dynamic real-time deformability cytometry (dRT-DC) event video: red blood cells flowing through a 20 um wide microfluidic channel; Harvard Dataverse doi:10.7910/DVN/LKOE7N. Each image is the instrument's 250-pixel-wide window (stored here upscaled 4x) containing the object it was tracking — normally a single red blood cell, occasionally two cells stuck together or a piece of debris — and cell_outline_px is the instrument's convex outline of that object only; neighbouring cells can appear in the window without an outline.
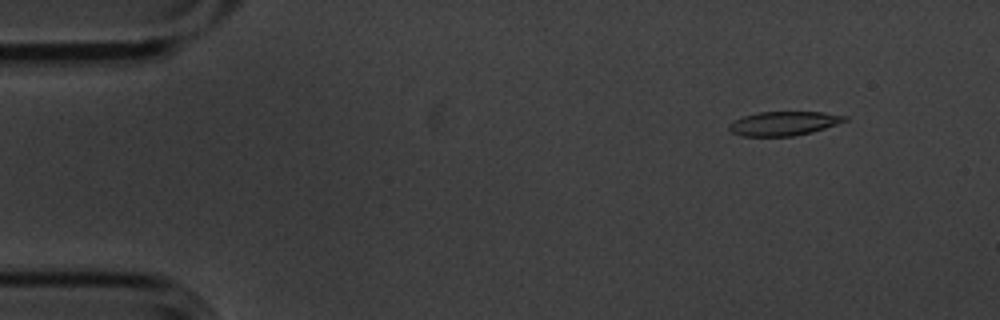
{"species": "common noctule bat (a hibernating species)", "species_latin": "Nyctalus noctula", "temperature_condition": "cold", "stored_images_in_passage": 6, "camera_frame_rate_fps": 3000, "um_per_image_px": 0.085, "animal": {"sex": "male", "body_mass_g": 20.1, "forearm_length_mm": 53.5}, "frame": {"image": 1, "passage_image": 2, "time_ms": 0.333, "image_size_px": [1000, 320], "cell_outline_px": [[848, 120], [824, 128], [792, 136], [744, 136], [732, 132], [728, 128], [728, 124], [744, 116], [760, 112], [824, 112], [848, 116]], "centroid_in_image_um": [66.62, 10.48], "position_along_channel_um": 18.4, "area_um2": 15.95}}
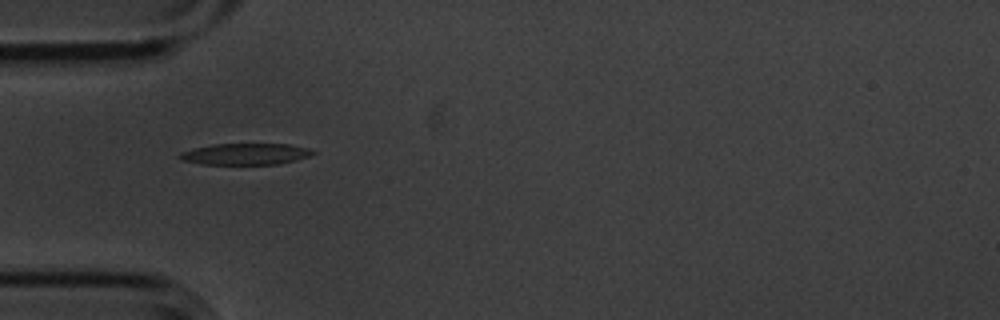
{"frame": {"image": 2, "passage_image": 5, "time_ms": 1.333, "image_size_px": [1000, 320], "cell_outline_px": [[316, 152], [308, 156], [280, 164], [200, 164], [180, 160], [176, 156], [180, 152], [192, 148], [212, 144], [288, 144], [308, 148]], "centroid_in_image_um": [20.78, 13.09], "position_along_channel_um": 64.2, "area_um2": 16.65}}
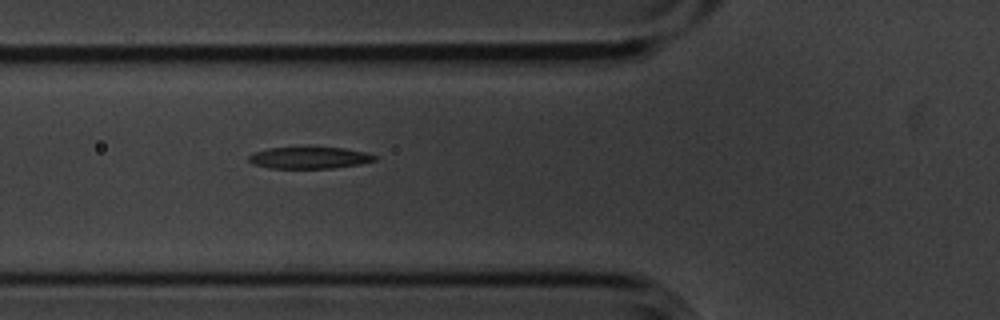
{"frame": {"image": 3, "passage_image": 6, "time_ms": 1.667, "image_size_px": [1000, 320], "cell_outline_px": [[376, 160], [360, 164], [332, 168], [268, 168], [252, 164], [248, 160], [248, 156], [252, 152], [268, 148], [304, 144], [344, 148], [368, 152], [376, 156]], "centroid_in_image_um": [26.25, 13.35], "position_along_channel_um": 99.5, "area_um2": 16.99}}